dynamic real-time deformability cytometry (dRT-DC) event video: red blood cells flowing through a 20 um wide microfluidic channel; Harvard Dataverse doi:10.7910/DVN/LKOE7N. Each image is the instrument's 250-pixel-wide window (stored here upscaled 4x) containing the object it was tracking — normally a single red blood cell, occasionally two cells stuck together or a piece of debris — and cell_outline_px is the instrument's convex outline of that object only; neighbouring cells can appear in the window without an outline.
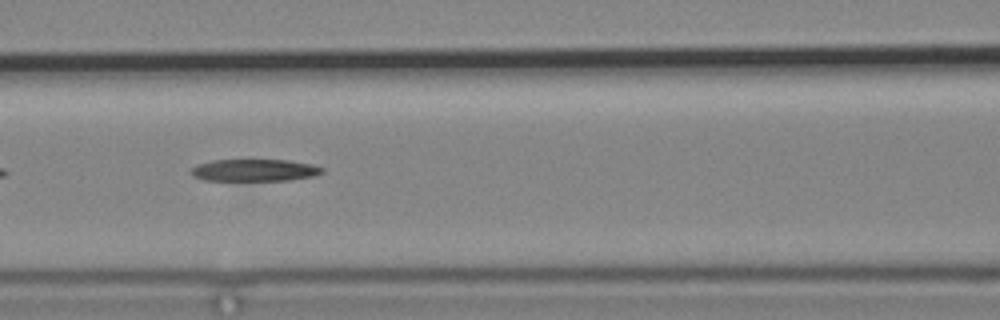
{"species": "common noctule bat (a hibernating species)", "species_latin": "Nyctalus noctula", "temperature_condition": "cold", "stored_images_in_passage": 8, "segment_of_instrument_passage": [2, 2], "camera_frame_rate_fps": 3000, "um_per_image_px": 0.085, "animal": {"sex": "male", "body_mass_g": 19.2, "forearm_length_mm": 51.8}, "frame": {"image": 1, "passage_image": 6, "time_ms": 7.333, "image_size_px": [1000, 320], "cell_outline_px": [[324, 172], [312, 176], [288, 180], [204, 180], [192, 176], [188, 172], [192, 168], [200, 164], [212, 160], [288, 160], [312, 164], [324, 168]], "centroid_in_image_um": [21.62, 14.46], "position_along_channel_um": 145.0, "area_um2": 16.76}}